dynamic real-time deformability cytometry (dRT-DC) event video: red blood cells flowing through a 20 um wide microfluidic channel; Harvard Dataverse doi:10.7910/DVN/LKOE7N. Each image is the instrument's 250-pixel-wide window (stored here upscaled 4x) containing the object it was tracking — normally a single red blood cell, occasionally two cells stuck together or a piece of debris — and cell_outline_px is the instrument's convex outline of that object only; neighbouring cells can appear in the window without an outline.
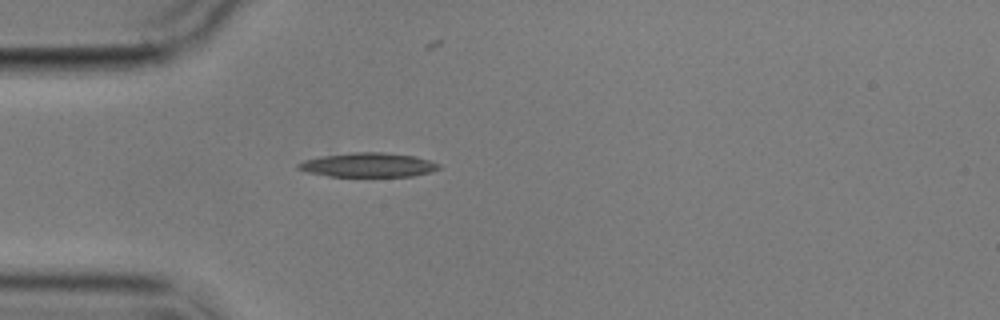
{"species": "common noctule bat (a hibernating species)", "species_latin": "Nyctalus noctula", "temperature_condition": "cold", "stored_images_in_passage": 5, "camera_frame_rate_fps": 3000, "um_per_image_px": 0.085, "animal": {"sex": "male", "body_mass_g": 17.9}, "frame": {"image": 1, "passage_image": 4, "time_ms": 3.667, "image_size_px": [1000, 320], "cell_outline_px": [[440, 168], [428, 172], [412, 176], [328, 176], [308, 172], [296, 168], [296, 164], [304, 160], [320, 156], [352, 152], [384, 152], [416, 156], [440, 164]], "centroid_in_image_um": [31.26, 14.01], "position_along_channel_um": 53.7, "area_um2": 19.83}}